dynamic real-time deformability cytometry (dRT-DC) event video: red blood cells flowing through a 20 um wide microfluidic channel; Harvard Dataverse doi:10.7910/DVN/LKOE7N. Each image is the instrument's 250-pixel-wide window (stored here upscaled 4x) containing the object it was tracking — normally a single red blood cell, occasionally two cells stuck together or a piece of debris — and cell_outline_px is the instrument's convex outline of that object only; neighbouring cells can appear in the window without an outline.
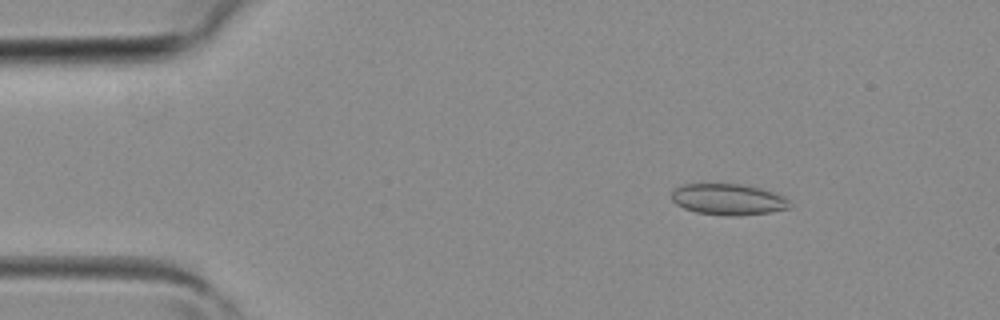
{"species": "common noctule bat (a hibernating species)", "species_latin": "Nyctalus noctula", "temperature_condition": "room temperature", "stored_images_in_passage": 2, "camera_frame_rate_fps": 3000, "um_per_image_px": 0.085, "animal": {"sex": "female", "body_mass_g": 19.3, "forearm_length_mm": 54.1}, "frame": {"image": 1, "passage_image": 1, "time_ms": 0.0, "image_size_px": [1000, 320], "cell_outline_px": [[792, 208], [768, 212], [740, 216], [724, 216], [696, 212], [684, 208], [676, 204], [672, 200], [672, 188], [684, 184], [744, 184], [760, 188], [784, 196], [792, 204]], "centroid_in_image_um": [61.9, 16.95], "position_along_channel_um": 23.1, "area_um2": 21.68}}